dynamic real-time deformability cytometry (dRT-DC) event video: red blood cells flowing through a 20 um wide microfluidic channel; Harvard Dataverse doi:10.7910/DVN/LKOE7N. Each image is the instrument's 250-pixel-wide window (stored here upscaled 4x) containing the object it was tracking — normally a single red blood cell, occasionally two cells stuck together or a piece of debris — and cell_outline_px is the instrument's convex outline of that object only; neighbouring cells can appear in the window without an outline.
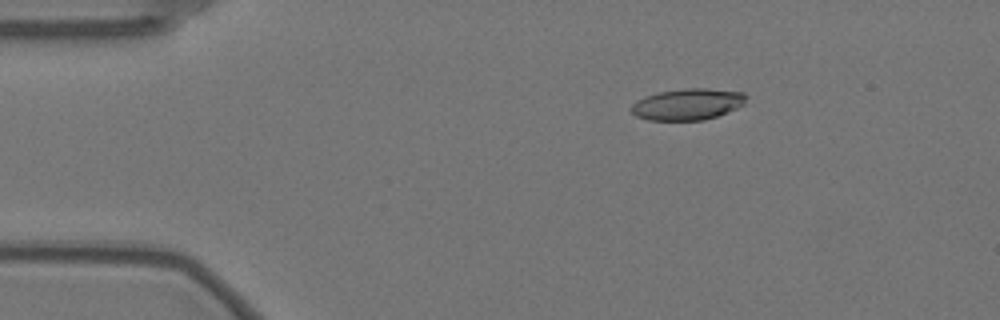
{"species": "Egyptian fruit bat (a non-hibernating species)", "species_latin": "Rousettus aegyptiacus", "temperature_condition": "warm", "stored_images_in_passage": 58, "camera_frame_rate_fps": 3000, "um_per_image_px": 0.085, "animal": {"sex": "female"}, "frame": {"image": 1, "passage_image": 10, "time_ms": 3.0, "image_size_px": [1000, 320], "cell_outline_px": [[748, 96], [744, 104], [736, 108], [716, 116], [704, 120], [648, 120], [636, 116], [628, 108], [636, 100], [644, 96], [656, 92], [684, 88], [708, 88], [744, 92]], "centroid_in_image_um": [58.42, 8.85], "position_along_channel_um": 26.6, "area_um2": 21.27}}
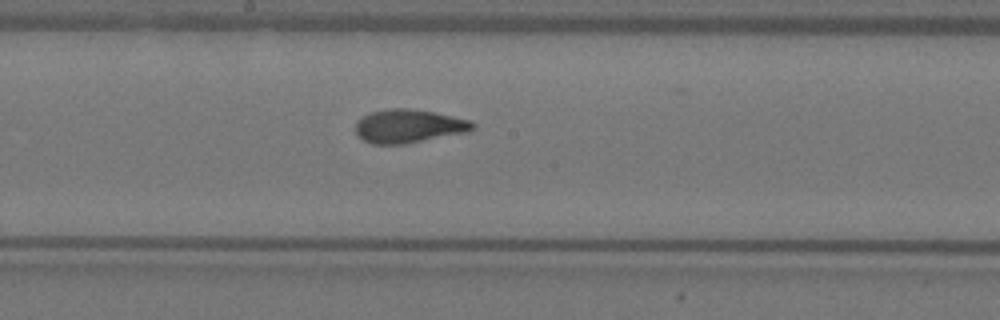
{"frame": {"image": 2, "passage_image": 31, "time_ms": 10.0, "image_size_px": [1000, 320], "cell_outline_px": [[476, 128], [464, 132], [404, 144], [372, 144], [364, 140], [356, 132], [356, 124], [364, 116], [372, 112], [388, 108], [412, 108], [472, 120], [476, 124]], "centroid_in_image_um": [34.76, 10.71], "position_along_channel_um": 213.4, "area_um2": 22.54}}
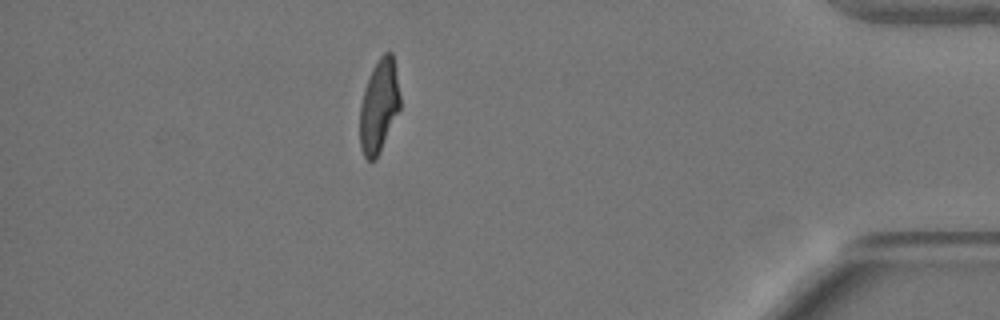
{"frame": {"image": 3, "passage_image": 51, "time_ms": 16.667, "image_size_px": [1000, 320], "cell_outline_px": [[400, 108], [380, 152], [376, 160], [368, 160], [364, 156], [360, 148], [360, 104], [364, 88], [372, 68], [380, 56], [384, 52], [392, 52], [400, 96]], "centroid_in_image_um": [32.2, 9.03], "position_along_channel_um": 403.0, "area_um2": 21.79}, "authors_computed_cell_mechanics": {"area_um2": 22.3686, "velocity_mm_per_s": 3.5295, "shape_relaxation_time_tau1_ms": 6.7905, "shape_relaxation_time_tau2_ms": 1.4867, "deformation_change_tau1": 0.2442, "deformation_change_tau2": 0.0774}}